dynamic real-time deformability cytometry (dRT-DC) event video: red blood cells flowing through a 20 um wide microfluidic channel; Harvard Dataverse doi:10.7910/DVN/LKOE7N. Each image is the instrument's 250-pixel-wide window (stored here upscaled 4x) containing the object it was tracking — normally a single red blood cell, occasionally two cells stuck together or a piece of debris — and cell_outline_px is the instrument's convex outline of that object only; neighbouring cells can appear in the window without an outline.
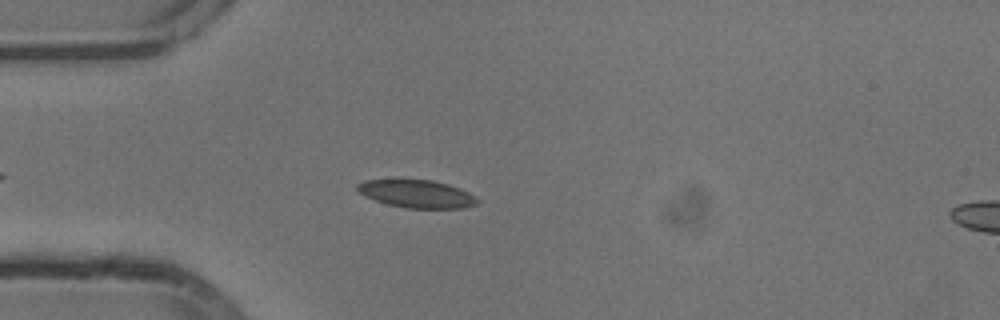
{"species": "common noctule bat (a hibernating species)", "species_latin": "Nyctalus noctula", "temperature_condition": "cold", "stored_images_in_passage": 46, "camera_frame_rate_fps": 3000, "um_per_image_px": 0.085, "animal": {"sex": "male", "body_mass_g": 13.3}, "frame": {"image": 1, "passage_image": 7, "time_ms": 2.0, "image_size_px": [1000, 320], "cell_outline_px": [[480, 200], [476, 204], [464, 208], [408, 208], [388, 204], [364, 196], [356, 192], [356, 184], [364, 180], [432, 180], [448, 184], [460, 188], [476, 196]], "centroid_in_image_um": [35.42, 16.48], "position_along_channel_um": 49.6, "area_um2": 19.48}}
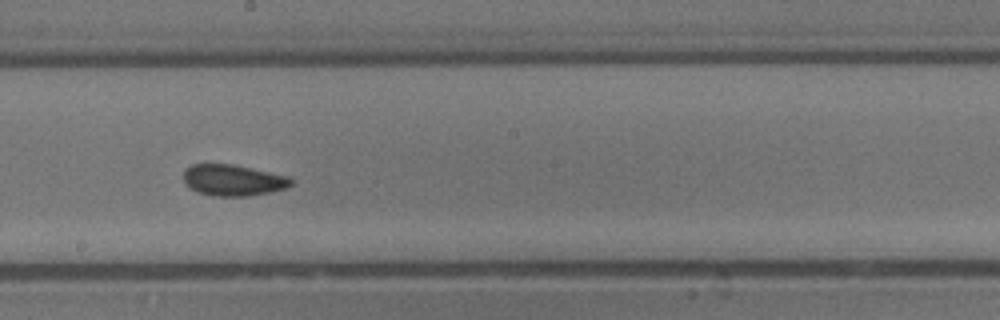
{"frame": {"image": 2, "passage_image": 22, "time_ms": 7.0, "image_size_px": [1000, 320], "cell_outline_px": [[292, 184], [288, 188], [248, 196], [212, 196], [196, 192], [188, 188], [184, 184], [184, 168], [192, 164], [232, 164], [288, 176], [292, 180]], "centroid_in_image_um": [19.76, 15.32], "position_along_channel_um": 228.4, "area_um2": 19.71}}
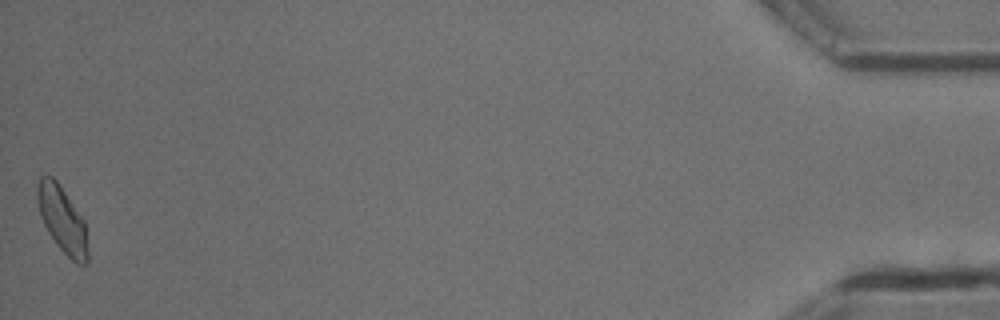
{"frame": {"image": 3, "passage_image": 46, "time_ms": 15.0, "image_size_px": [1000, 320], "cell_outline_px": [[88, 264], [76, 264], [56, 244], [48, 232], [40, 216], [36, 200], [36, 184], [40, 176], [52, 176], [56, 180], [84, 220], [88, 252]], "centroid_in_image_um": [5.27, 18.66], "position_along_channel_um": 429.9, "area_um2": 19.42}, "authors_computed_cell_mechanics": {"area_um2": 19.4208, "velocity_mm_per_s": 3.8014, "shape_relaxation_time_tau1_ms": 3.5531, "shape_relaxation_time_tau2_ms": 1.3005, "deformation_change_tau1": 0.0818, "deformation_change_tau2": 0.0646}}